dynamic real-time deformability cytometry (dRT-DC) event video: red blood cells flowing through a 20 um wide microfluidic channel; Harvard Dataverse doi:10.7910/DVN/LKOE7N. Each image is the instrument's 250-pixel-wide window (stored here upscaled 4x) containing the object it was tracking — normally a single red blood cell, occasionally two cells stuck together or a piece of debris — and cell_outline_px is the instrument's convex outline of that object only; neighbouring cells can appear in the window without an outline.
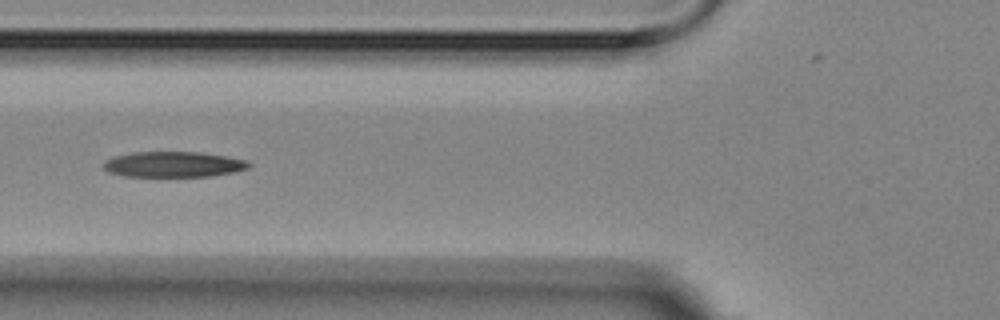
{"species": "Egyptian fruit bat (a non-hibernating species)", "species_latin": "Rousettus aegyptiacus", "temperature_condition": "room temperature", "stored_images_in_passage": 7, "camera_frame_rate_fps": 3000, "um_per_image_px": 0.085, "animal": {"sex": "female"}, "frame": {"image": 1, "passage_image": 6, "time_ms": 6.667, "image_size_px": [1000, 320], "cell_outline_px": [[252, 164], [248, 168], [232, 172], [212, 176], [124, 176], [108, 172], [100, 164], [104, 160], [112, 156], [132, 152], [200, 152], [228, 156], [248, 160]], "centroid_in_image_um": [14.71, 13.96], "position_along_channel_um": 111.1, "area_um2": 21.91}}
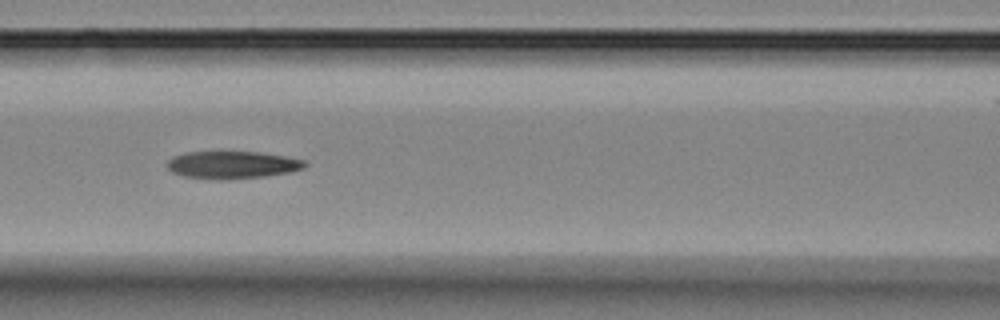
{"frame": {"image": 2, "passage_image": 7, "time_ms": 7.667, "image_size_px": [1000, 320], "cell_outline_px": [[308, 164], [304, 168], [288, 172], [264, 176], [220, 180], [216, 180], [184, 176], [172, 172], [164, 164], [172, 156], [184, 152], [220, 148], [260, 152], [288, 156], [304, 160]], "centroid_in_image_um": [19.67, 13.95], "position_along_channel_um": 146.9, "area_um2": 23.29}}